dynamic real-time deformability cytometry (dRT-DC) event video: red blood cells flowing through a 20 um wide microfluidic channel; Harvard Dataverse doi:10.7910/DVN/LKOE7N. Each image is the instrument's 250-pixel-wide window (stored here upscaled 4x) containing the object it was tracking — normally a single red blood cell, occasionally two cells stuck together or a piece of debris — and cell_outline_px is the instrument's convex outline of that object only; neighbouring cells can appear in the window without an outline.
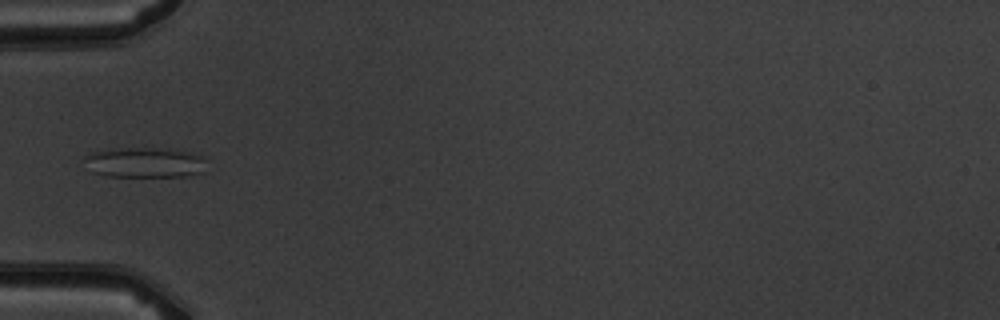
{"species": "common noctule bat (a hibernating species)", "species_latin": "Nyctalus noctula", "temperature_condition": "warm", "stored_images_in_passage": 5, "camera_frame_rate_fps": 3000, "um_per_image_px": 0.085, "animal": {"sex": "male", "body_mass_g": 19.5, "forearm_length_mm": 54.6}, "frame": {"image": 1, "passage_image": 5, "time_ms": 5.333, "image_size_px": [1000, 320], "cell_outline_px": [[208, 160], [204, 172], [184, 176], [104, 176], [92, 172], [84, 156], [92, 152], [124, 148], [160, 148], [200, 152]], "centroid_in_image_um": [12.44, 13.8], "position_along_channel_um": 72.6, "area_um2": 21.79}}